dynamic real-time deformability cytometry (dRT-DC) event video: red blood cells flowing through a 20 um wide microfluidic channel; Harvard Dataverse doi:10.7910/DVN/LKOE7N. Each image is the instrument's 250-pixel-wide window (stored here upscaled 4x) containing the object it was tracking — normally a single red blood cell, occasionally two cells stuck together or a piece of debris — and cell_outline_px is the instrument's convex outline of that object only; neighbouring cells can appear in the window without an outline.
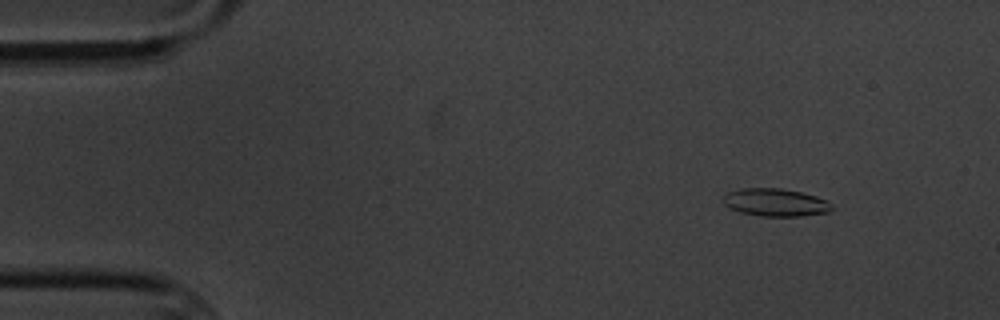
{"species": "common noctule bat (a hibernating species)", "species_latin": "Nyctalus noctula", "temperature_condition": "cold", "stored_images_in_passage": 5, "camera_frame_rate_fps": 3000, "um_per_image_px": 0.085, "animal": {"sex": "male", "body_mass_g": 20.1, "forearm_length_mm": 53.5}, "frame": {"image": 1, "passage_image": 2, "time_ms": 1.0, "image_size_px": [1000, 320], "cell_outline_px": [[832, 208], [828, 212], [800, 216], [760, 216], [740, 212], [724, 204], [724, 196], [728, 192], [740, 188], [780, 188], [800, 192], [816, 196], [828, 200], [832, 204]], "centroid_in_image_um": [65.93, 17.2], "position_along_channel_um": 19.1, "area_um2": 17.46}}